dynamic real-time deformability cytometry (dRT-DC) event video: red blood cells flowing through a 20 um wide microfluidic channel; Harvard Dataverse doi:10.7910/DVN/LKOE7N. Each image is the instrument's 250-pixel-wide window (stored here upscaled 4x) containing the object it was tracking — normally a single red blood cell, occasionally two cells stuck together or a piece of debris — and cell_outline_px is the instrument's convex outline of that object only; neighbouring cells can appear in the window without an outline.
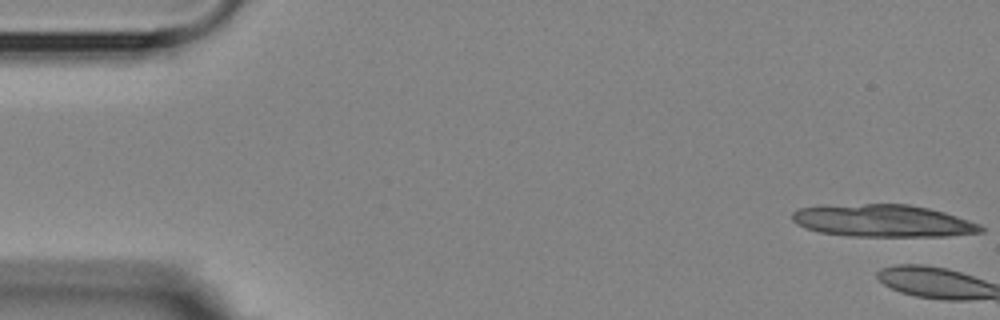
{"species": "Egyptian fruit bat (a non-hibernating species)", "species_latin": "Rousettus aegyptiacus", "temperature_condition": "room temperature", "stored_images_in_passage": 2, "camera_frame_rate_fps": 3000, "um_per_image_px": 0.085, "animal": {"sex": "female"}, "frame": {"image": 1, "passage_image": 1, "time_ms": 0.0, "image_size_px": [1000, 320], "cell_outline_px": [[984, 232], [948, 236], [848, 236], [820, 232], [804, 228], [796, 224], [792, 220], [792, 212], [800, 208], [864, 204], [908, 204], [928, 208], [944, 212], [980, 224], [984, 228]], "centroid_in_image_um": [75.08, 18.78], "position_along_channel_um": 9.9, "area_um2": 35.26}}